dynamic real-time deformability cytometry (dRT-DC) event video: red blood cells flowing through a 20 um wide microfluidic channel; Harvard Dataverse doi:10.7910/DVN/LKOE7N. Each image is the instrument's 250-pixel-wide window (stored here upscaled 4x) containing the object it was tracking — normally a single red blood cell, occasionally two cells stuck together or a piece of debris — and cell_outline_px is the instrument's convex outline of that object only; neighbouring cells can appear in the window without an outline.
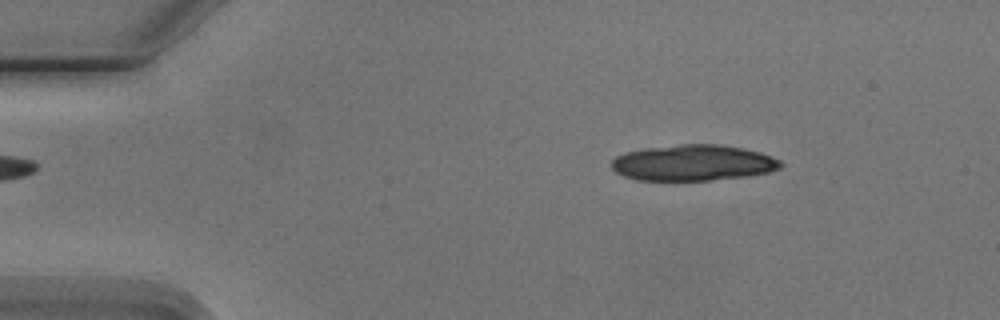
{"species": "Egyptian fruit bat (a non-hibernating species)", "species_latin": "Rousettus aegyptiacus", "temperature_condition": "cold", "stored_images_in_passage": 4, "camera_frame_rate_fps": 3000, "um_per_image_px": 0.085, "animal": {"sex": "male"}, "frame": {"image": 1, "passage_image": 2, "time_ms": 1.0, "image_size_px": [1000, 320], "cell_outline_px": [[784, 164], [780, 168], [768, 172], [748, 176], [712, 180], [636, 180], [624, 176], [616, 172], [612, 168], [612, 160], [616, 156], [624, 152], [644, 148], [680, 144], [720, 144], [744, 148], [760, 152], [772, 156], [780, 160]], "centroid_in_image_um": [58.93, 13.83], "position_along_channel_um": 26.1, "area_um2": 35.66}}
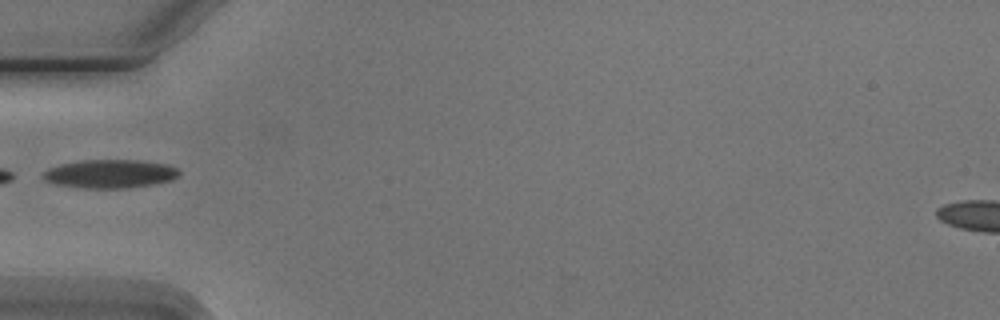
{"frame": {"image": 2, "passage_image": 4, "time_ms": 4.333, "image_size_px": [1000, 320], "cell_outline_px": [[180, 176], [172, 180], [152, 184], [128, 188], [76, 188], [56, 184], [44, 180], [40, 176], [48, 168], [60, 164], [84, 160], [140, 160], [168, 164], [176, 168], [180, 172]], "centroid_in_image_um": [9.34, 14.78], "position_along_channel_um": 75.7, "area_um2": 22.83}}